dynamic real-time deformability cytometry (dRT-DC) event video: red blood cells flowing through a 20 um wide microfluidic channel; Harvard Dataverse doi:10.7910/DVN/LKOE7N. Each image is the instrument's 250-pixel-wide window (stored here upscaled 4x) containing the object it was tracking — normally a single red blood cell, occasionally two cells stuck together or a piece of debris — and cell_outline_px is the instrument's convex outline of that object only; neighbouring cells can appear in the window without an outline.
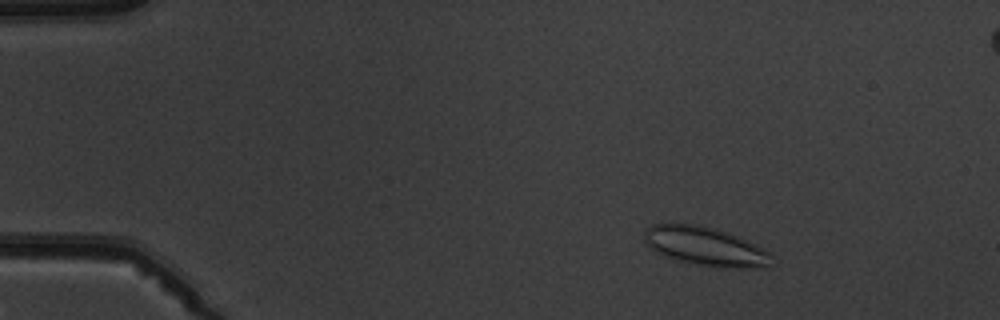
{"species": "common noctule bat (a hibernating species)", "species_latin": "Nyctalus noctula", "temperature_condition": "warm", "stored_images_in_passage": 5, "camera_frame_rate_fps": 3000, "um_per_image_px": 0.085, "animal": {"sex": "male", "body_mass_g": 19.5, "forearm_length_mm": 54.6}, "frame": {"image": 1, "passage_image": 2, "time_ms": 1.333, "image_size_px": [1000, 320], "cell_outline_px": [[772, 268], [720, 268], [676, 260], [656, 252], [644, 240], [644, 232], [652, 224], [696, 224], [712, 228], [736, 236], [756, 244], [768, 252]], "centroid_in_image_um": [59.97, 20.96], "position_along_channel_um": 25.0, "area_um2": 28.5}}